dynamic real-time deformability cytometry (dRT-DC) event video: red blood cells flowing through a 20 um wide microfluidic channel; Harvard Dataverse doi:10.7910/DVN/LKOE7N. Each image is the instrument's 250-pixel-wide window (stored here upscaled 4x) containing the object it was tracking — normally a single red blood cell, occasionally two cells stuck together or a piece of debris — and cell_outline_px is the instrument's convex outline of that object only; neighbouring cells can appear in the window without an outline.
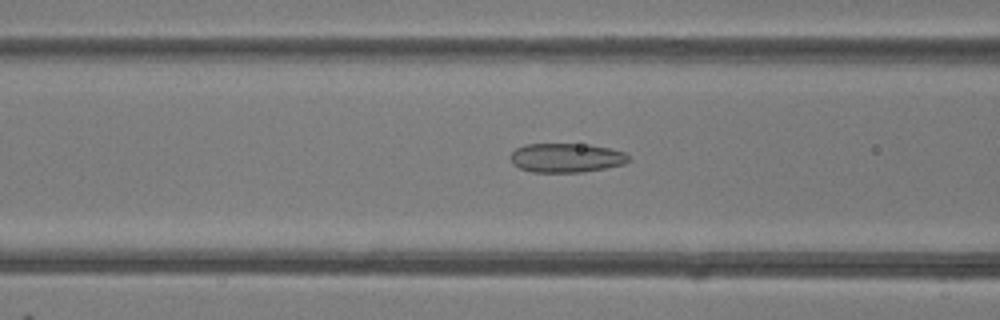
{"species": "common noctule bat (a hibernating species)", "species_latin": "Nyctalus noctula", "temperature_condition": "room temperature", "stored_images_in_passage": 48, "camera_frame_rate_fps": 3000, "um_per_image_px": 0.085, "animal": {"sex": "female"}, "frame": {"image": 1, "passage_image": 19, "time_ms": 6.0, "image_size_px": [1000, 320], "cell_outline_px": [[628, 160], [624, 164], [604, 168], [580, 172], [532, 172], [520, 168], [512, 164], [508, 156], [516, 148], [524, 144], [588, 144], [608, 148], [624, 152], [628, 156]], "centroid_in_image_um": [48.07, 13.41], "position_along_channel_um": 118.5, "area_um2": 20.06}}
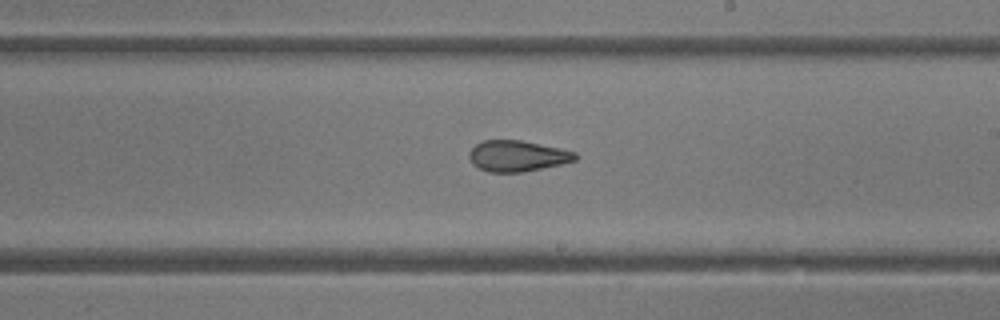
{"frame": {"image": 2, "passage_image": 28, "time_ms": 9.0, "image_size_px": [1000, 320], "cell_outline_px": [[580, 156], [576, 160], [560, 164], [524, 172], [488, 172], [472, 164], [468, 156], [468, 152], [476, 144], [484, 140], [520, 140], [560, 148], [576, 152]], "centroid_in_image_um": [43.97, 13.26], "position_along_channel_um": 245.0, "area_um2": 19.19}}
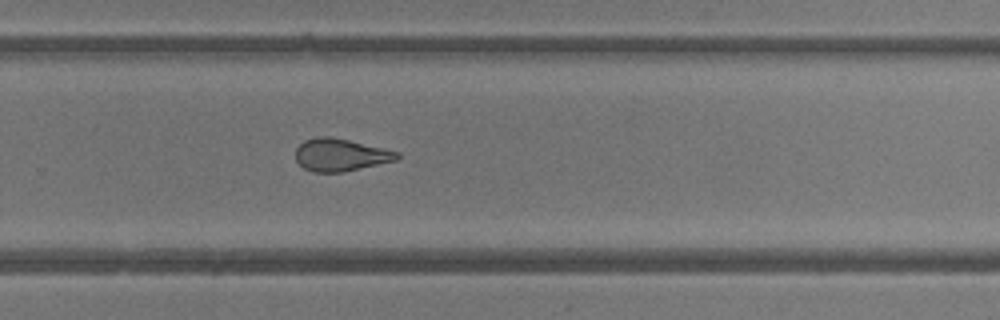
{"frame": {"image": 3, "passage_image": 32, "time_ms": 10.333, "image_size_px": [1000, 320], "cell_outline_px": [[400, 156], [396, 160], [344, 172], [312, 172], [304, 168], [296, 160], [296, 148], [304, 140], [316, 136], [332, 136], [400, 152]], "centroid_in_image_um": [28.93, 13.16], "position_along_channel_um": 300.9, "area_um2": 19.25}, "authors_computed_cell_mechanics": {"area_um2": 21.386, "velocity_mm_per_s": 4.2167, "shape_relaxation_time_tau1_ms": null, "shape_relaxation_time_tau2_ms": 1.912, "deformation_change_tau1": null, "deformation_change_tau2": 0.1008}}